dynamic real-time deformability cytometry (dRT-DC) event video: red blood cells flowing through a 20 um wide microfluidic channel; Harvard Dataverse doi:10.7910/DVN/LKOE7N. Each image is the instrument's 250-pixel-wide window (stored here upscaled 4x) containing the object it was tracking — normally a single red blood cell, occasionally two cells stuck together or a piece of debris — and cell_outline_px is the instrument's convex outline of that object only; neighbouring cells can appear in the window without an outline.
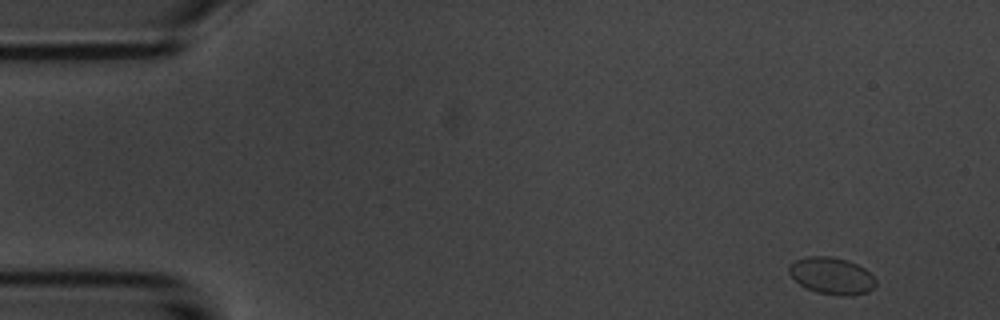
{"species": "common noctule bat (a hibernating species)", "species_latin": "Nyctalus noctula", "temperature_condition": "room temperature", "stored_images_in_passage": 6, "camera_frame_rate_fps": 3000, "um_per_image_px": 0.085, "animal": {"sex": "male", "body_mass_g": 20.1, "forearm_length_mm": 53.5}, "frame": {"image": 1, "passage_image": 1, "time_ms": 0.0, "image_size_px": [1000, 320], "cell_outline_px": [[876, 284], [868, 292], [848, 296], [836, 296], [816, 292], [804, 288], [788, 272], [788, 264], [796, 260], [808, 256], [832, 256], [848, 260], [864, 268], [876, 280]], "centroid_in_image_um": [70.67, 23.45], "position_along_channel_um": 14.3, "area_um2": 18.79}}
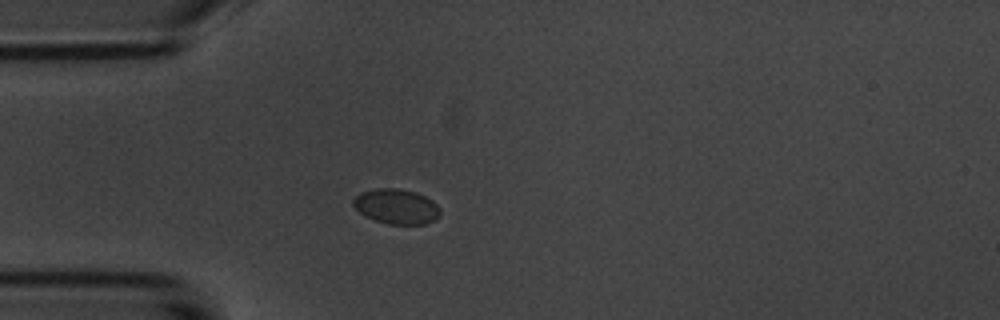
{"frame": {"image": 2, "passage_image": 4, "time_ms": 3.667, "image_size_px": [1000, 320], "cell_outline_px": [[440, 216], [424, 224], [388, 224], [364, 216], [352, 204], [352, 200], [360, 192], [376, 188], [396, 188], [416, 192], [432, 200], [440, 208]], "centroid_in_image_um": [33.68, 17.54], "position_along_channel_um": 51.3, "area_um2": 17.69}}